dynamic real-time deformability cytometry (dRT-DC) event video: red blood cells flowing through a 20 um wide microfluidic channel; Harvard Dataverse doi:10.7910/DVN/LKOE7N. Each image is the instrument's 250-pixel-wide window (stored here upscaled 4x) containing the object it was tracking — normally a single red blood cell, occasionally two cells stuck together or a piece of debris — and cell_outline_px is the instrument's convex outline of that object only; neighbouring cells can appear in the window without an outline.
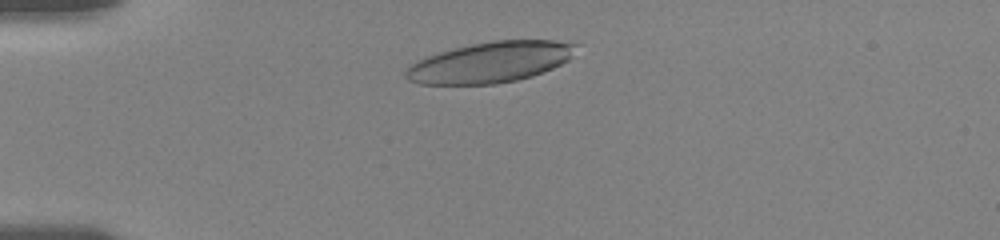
{"species": "human", "species_latin": "Homo sapiens", "temperature_condition": "room temperature", "stored_images_in_passage": 36, "camera_frame_rate_fps": 3000, "um_per_image_px": 0.085, "donor": {"sex": "female"}, "frame": {"image": 1, "passage_image": 6, "time_ms": 1.667, "image_size_px": [1000, 240], "cell_outline_px": [[580, 44], [572, 56], [568, 60], [552, 68], [532, 76], [516, 80], [496, 84], [420, 84], [408, 80], [404, 76], [404, 72], [412, 64], [428, 56], [440, 52], [472, 44], [496, 40], [552, 40]], "centroid_in_image_um": [41.71, 5.29], "position_along_channel_um": 43.3, "area_um2": 40.11}}
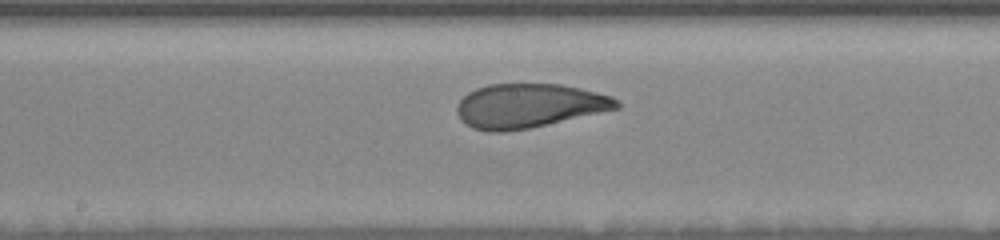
{"frame": {"image": 2, "passage_image": 21, "time_ms": 7.0, "image_size_px": [1000, 240], "cell_outline_px": [[620, 108], [528, 128], [504, 132], [488, 132], [472, 128], [460, 120], [456, 112], [456, 104], [468, 92], [476, 88], [488, 84], [560, 84], [580, 88], [612, 96], [620, 104]], "centroid_in_image_um": [44.91, 8.99], "position_along_channel_um": 203.3, "area_um2": 41.04}}
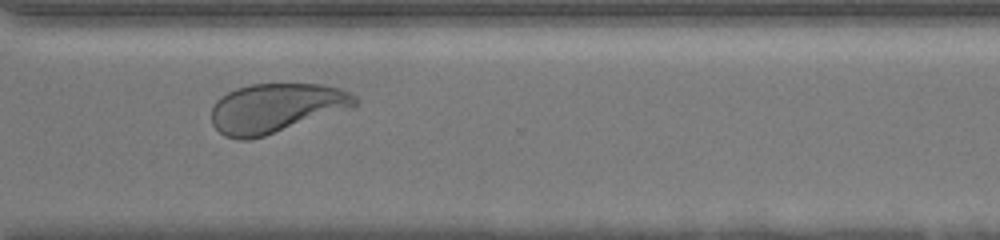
{"frame": {"image": 3, "passage_image": 32, "time_ms": 11.0, "image_size_px": [1000, 240], "cell_outline_px": [[360, 100], [356, 108], [264, 136], [248, 140], [236, 140], [224, 136], [212, 124], [212, 104], [220, 96], [236, 88], [252, 84], [324, 84], [340, 88], [360, 96]], "centroid_in_image_um": [23.53, 9.18], "position_along_channel_um": 347.1, "area_um2": 42.14}, "authors_computed_cell_mechanics": {"area_um2": 41.5582, "velocity_mm_per_s": 3.6108, "shape_relaxation_time_tau1_ms": 4.5015, "shape_relaxation_time_tau2_ms": 1.3261, "deformation_change_tau1": 0.1828, "deformation_change_tau2": 0.0776}}